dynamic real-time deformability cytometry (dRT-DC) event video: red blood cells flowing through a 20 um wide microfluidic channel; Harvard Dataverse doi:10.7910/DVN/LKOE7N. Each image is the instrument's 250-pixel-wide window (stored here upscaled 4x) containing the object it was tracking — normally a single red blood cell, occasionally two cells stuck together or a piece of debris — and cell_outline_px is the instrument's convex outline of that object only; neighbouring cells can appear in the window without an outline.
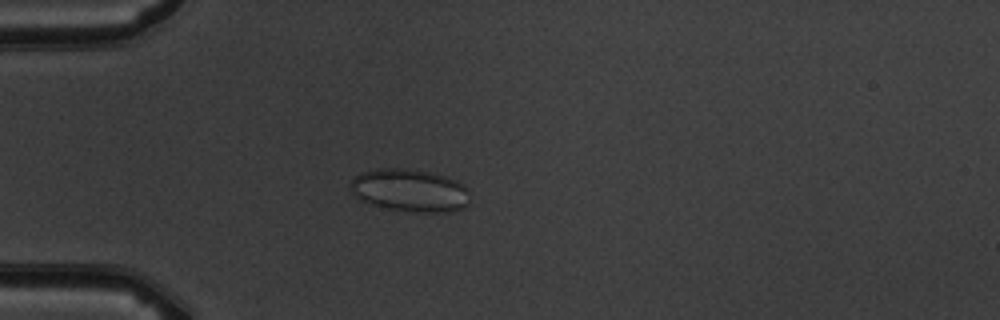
{"species": "common noctule bat (a hibernating species)", "species_latin": "Nyctalus noctula", "temperature_condition": "warm", "stored_images_in_passage": 4, "camera_frame_rate_fps": 3000, "um_per_image_px": 0.085, "animal": {"sex": "male", "body_mass_g": 19.5, "forearm_length_mm": 54.6}, "frame": {"image": 1, "passage_image": 4, "time_ms": 3.333, "image_size_px": [1000, 320], "cell_outline_px": [[468, 204], [464, 208], [452, 212], [412, 212], [388, 208], [372, 204], [360, 200], [352, 192], [352, 180], [360, 172], [380, 168], [408, 168], [428, 172], [444, 176], [456, 180], [464, 184], [468, 192]], "centroid_in_image_um": [34.86, 16.19], "position_along_channel_um": 50.1, "area_um2": 29.71}}